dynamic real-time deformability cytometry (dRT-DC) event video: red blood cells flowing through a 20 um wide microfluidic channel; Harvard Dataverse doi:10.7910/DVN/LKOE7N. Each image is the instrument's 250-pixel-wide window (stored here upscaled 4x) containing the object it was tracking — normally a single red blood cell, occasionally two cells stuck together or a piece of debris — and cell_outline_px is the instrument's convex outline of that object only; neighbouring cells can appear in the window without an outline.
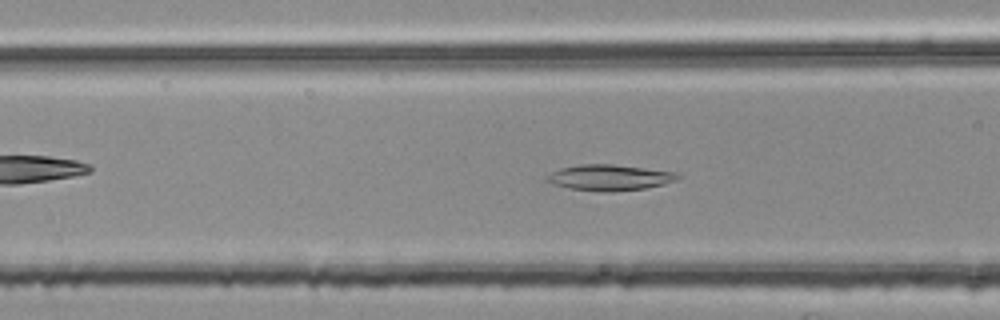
{"species": "common noctule bat (a hibernating species)", "species_latin": "Nyctalus noctula", "temperature_condition": "room temperature", "stored_images_in_passage": 50, "camera_frame_rate_fps": 3000, "um_per_image_px": 0.085, "animal": {"sex": "female", "body_mass_g": 25.1}, "frame": {"image": 1, "passage_image": 20, "time_ms": 6.333, "image_size_px": [1000, 320], "cell_outline_px": [[684, 176], [676, 180], [664, 184], [644, 188], [612, 192], [600, 192], [568, 188], [552, 184], [548, 180], [548, 176], [552, 172], [560, 168], [580, 164], [612, 164], [676, 172]], "centroid_in_image_um": [51.84, 15.09], "position_along_channel_um": 114.8, "area_um2": 19.71}}
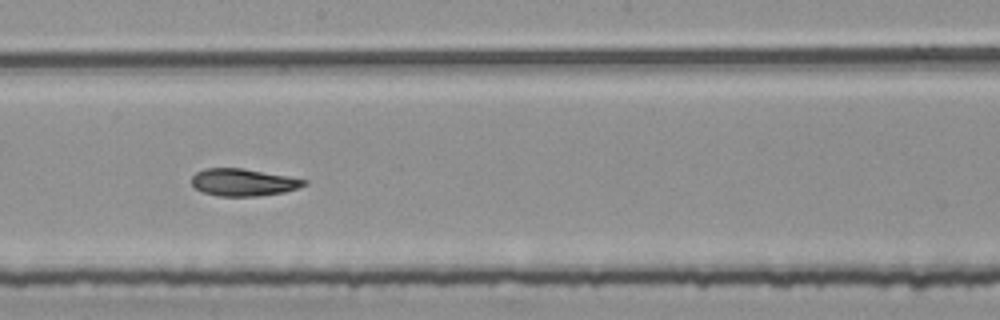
{"frame": {"image": 2, "passage_image": 29, "time_ms": 9.333, "image_size_px": [1000, 320], "cell_outline_px": [[308, 184], [284, 192], [256, 196], [216, 196], [200, 192], [192, 184], [192, 176], [196, 172], [204, 168], [244, 168], [288, 176], [308, 180]], "centroid_in_image_um": [20.66, 15.49], "position_along_channel_um": 227.5, "area_um2": 17.98}}
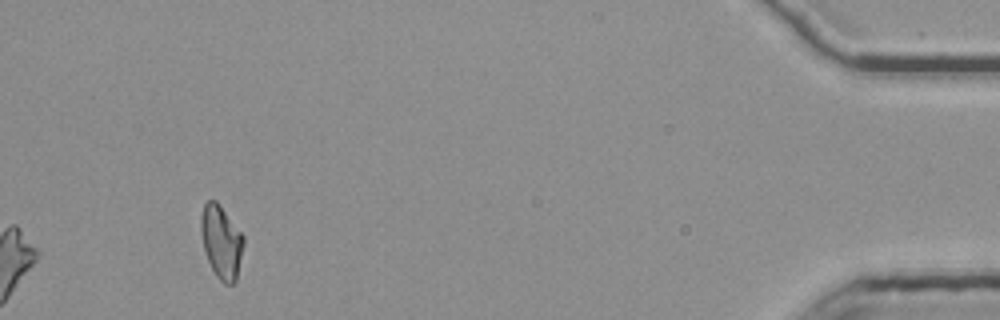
{"frame": {"image": 3, "passage_image": 50, "time_ms": 16.333, "image_size_px": [1000, 320], "cell_outline_px": [[244, 244], [236, 280], [232, 284], [224, 284], [216, 276], [208, 260], [204, 248], [200, 228], [200, 216], [204, 204], [208, 200], [216, 200], [244, 236]], "centroid_in_image_um": [18.81, 20.55], "position_along_channel_um": 416.4, "area_um2": 18.03}}